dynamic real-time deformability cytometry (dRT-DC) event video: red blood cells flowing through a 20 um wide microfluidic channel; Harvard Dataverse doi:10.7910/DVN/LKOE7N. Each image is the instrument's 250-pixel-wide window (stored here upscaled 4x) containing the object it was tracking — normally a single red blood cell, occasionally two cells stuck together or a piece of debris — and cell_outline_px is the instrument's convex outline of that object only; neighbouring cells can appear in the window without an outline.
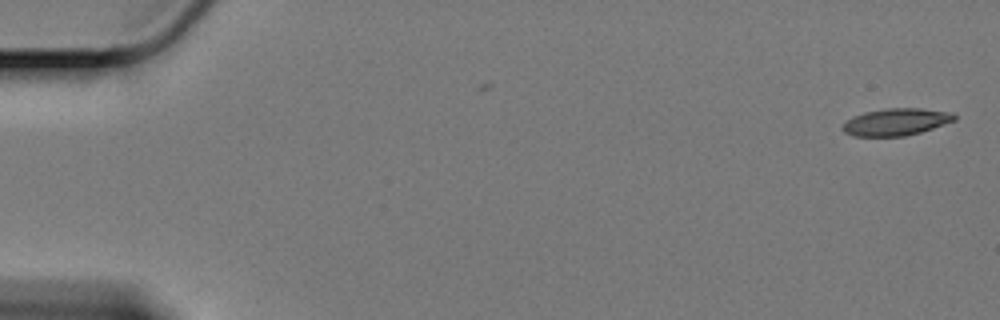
{"species": "Egyptian fruit bat (a non-hibernating species)", "species_latin": "Rousettus aegyptiacus", "temperature_condition": "cold", "stored_images_in_passage": 5, "camera_frame_rate_fps": 3000, "um_per_image_px": 0.085, "animal": {"sex": "female"}, "frame": {"image": 1, "passage_image": 1, "time_ms": 0.0, "image_size_px": [1000, 320], "cell_outline_px": [[956, 120], [920, 132], [904, 136], [852, 136], [844, 132], [844, 124], [852, 116], [864, 112], [888, 108], [920, 108], [952, 112], [956, 116]], "centroid_in_image_um": [76.18, 10.36], "position_along_channel_um": 8.8, "area_um2": 17.51}}